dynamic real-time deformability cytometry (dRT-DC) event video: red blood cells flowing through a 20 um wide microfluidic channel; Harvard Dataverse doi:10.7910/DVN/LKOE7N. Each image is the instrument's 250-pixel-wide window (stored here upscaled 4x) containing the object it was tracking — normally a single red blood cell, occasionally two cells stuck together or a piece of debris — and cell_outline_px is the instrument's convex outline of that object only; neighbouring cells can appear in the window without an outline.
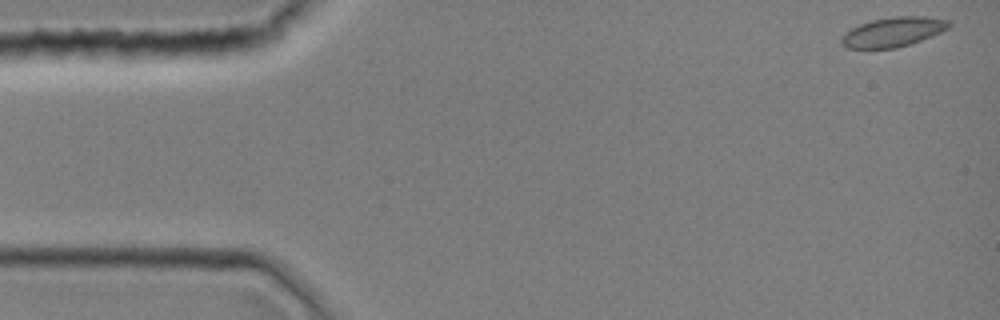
{"species": "common noctule bat (a hibernating species)", "species_latin": "Nyctalus noctula", "temperature_condition": "room temperature", "stored_images_in_passage": 43, "camera_frame_rate_fps": 3000, "um_per_image_px": 0.085, "animal": {"sex": "female", "body_mass_g": 19.0, "forearm_length_mm": 51.5}, "frame": {"image": 1, "passage_image": 1, "time_ms": 0.0, "image_size_px": [1000, 320], "cell_outline_px": [[952, 24], [948, 28], [932, 36], [896, 48], [844, 48], [840, 44], [840, 36], [844, 32], [860, 24], [872, 20], [892, 16], [924, 16], [948, 20]], "centroid_in_image_um": [75.86, 2.71], "position_along_channel_um": 9.1, "area_um2": 18.55}}
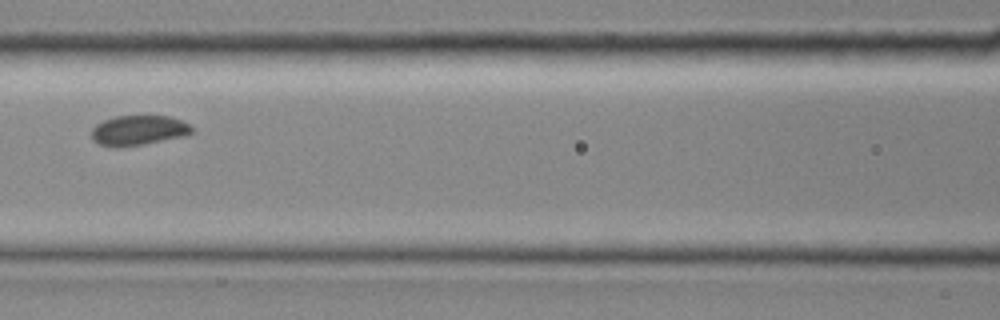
{"frame": {"image": 2, "passage_image": 19, "time_ms": 6.0, "image_size_px": [1000, 320], "cell_outline_px": [[192, 132], [184, 136], [144, 144], [120, 148], [112, 148], [100, 144], [92, 140], [92, 128], [96, 124], [104, 120], [116, 116], [168, 116], [180, 120], [188, 124], [192, 128]], "centroid_in_image_um": [11.72, 11.09], "position_along_channel_um": 154.9, "area_um2": 17.51}}
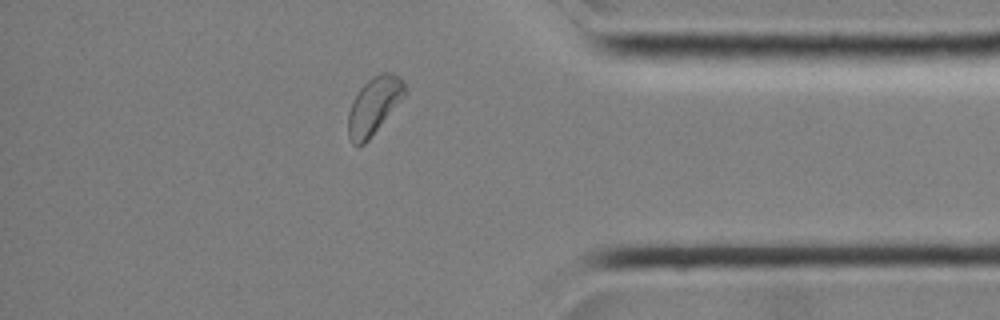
{"frame": {"image": 3, "passage_image": 37, "time_ms": 12.0, "image_size_px": [1000, 320], "cell_outline_px": [[408, 92], [368, 140], [364, 144], [356, 148], [352, 144], [348, 136], [348, 112], [352, 100], [360, 88], [372, 76], [384, 72], [392, 72], [400, 76], [408, 88]], "centroid_in_image_um": [31.79, 8.98], "position_along_channel_um": 403.4, "area_um2": 19.13}}